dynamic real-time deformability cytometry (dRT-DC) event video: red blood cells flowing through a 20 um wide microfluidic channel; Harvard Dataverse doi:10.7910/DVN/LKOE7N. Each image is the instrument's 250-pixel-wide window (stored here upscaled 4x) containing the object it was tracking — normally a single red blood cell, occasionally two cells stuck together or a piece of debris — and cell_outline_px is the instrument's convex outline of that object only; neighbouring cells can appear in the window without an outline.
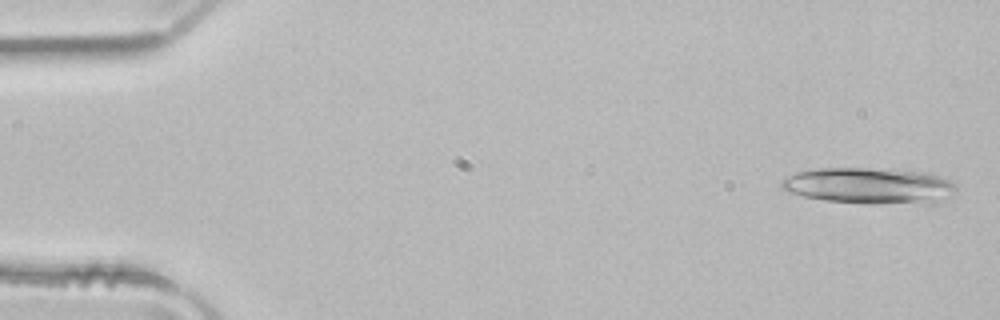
{"species": "common noctule bat (a hibernating species)", "species_latin": "Nyctalus noctula", "temperature_condition": "room temperature", "stored_images_in_passage": 20, "camera_frame_rate_fps": 3000, "um_per_image_px": 0.085, "animal": {"sex": "male", "body_mass_g": 21.5, "forearm_length_mm": 52.0}, "frame": {"image": 1, "passage_image": 2, "time_ms": 0.333, "image_size_px": [1000, 320], "cell_outline_px": [[956, 192], [944, 200], [936, 204], [868, 204], [824, 200], [804, 196], [788, 192], [780, 188], [780, 180], [796, 172], [816, 168], [864, 168], [920, 172], [940, 176], [956, 184]], "centroid_in_image_um": [73.9, 15.81], "position_along_channel_um": 11.1, "area_um2": 37.22}}